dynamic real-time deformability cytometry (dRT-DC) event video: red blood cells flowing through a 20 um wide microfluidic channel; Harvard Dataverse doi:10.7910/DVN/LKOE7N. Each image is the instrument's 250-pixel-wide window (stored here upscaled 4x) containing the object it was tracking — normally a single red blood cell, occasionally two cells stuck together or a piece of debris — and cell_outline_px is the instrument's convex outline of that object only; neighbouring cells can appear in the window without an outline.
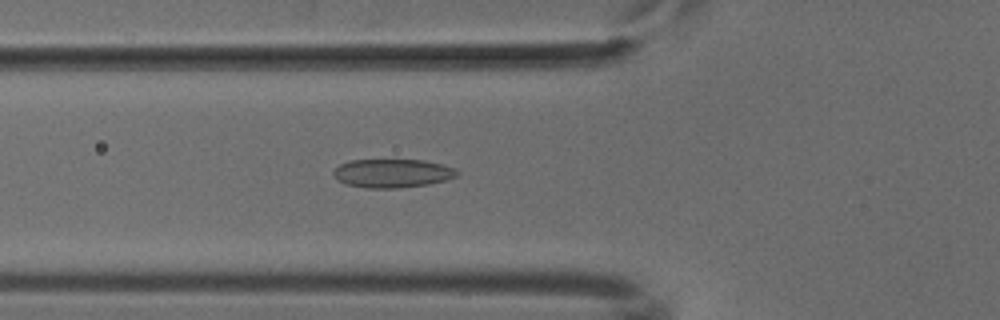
{"species": "common noctule bat (a hibernating species)", "species_latin": "Nyctalus noctula", "temperature_condition": "cold", "stored_images_in_passage": 31, "camera_frame_rate_fps": 3000, "um_per_image_px": 0.085, "animal": {"sex": "male", "body_mass_g": 18.8}, "frame": {"image": 1, "passage_image": 5, "time_ms": 1.333, "image_size_px": [1000, 320], "cell_outline_px": [[460, 172], [456, 176], [448, 180], [428, 184], [400, 188], [368, 188], [348, 184], [336, 180], [332, 172], [340, 164], [348, 160], [424, 160], [444, 164], [456, 168]], "centroid_in_image_um": [33.39, 14.72], "position_along_channel_um": 92.4, "area_um2": 20.81}}
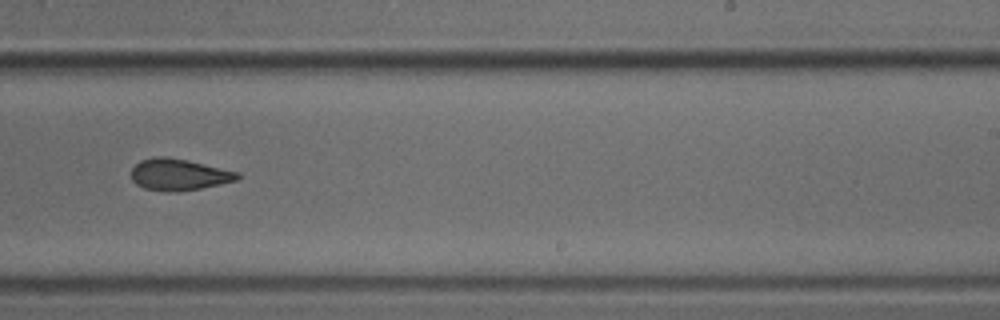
{"frame": {"image": 2, "passage_image": 19, "time_ms": 6.0, "image_size_px": [1000, 320], "cell_outline_px": [[240, 176], [236, 180], [220, 184], [200, 188], [176, 192], [168, 192], [144, 188], [136, 184], [132, 180], [132, 168], [140, 160], [156, 156], [168, 156], [188, 160], [240, 172]], "centroid_in_image_um": [15.2, 14.83], "position_along_channel_um": 273.8, "area_um2": 19.59}}
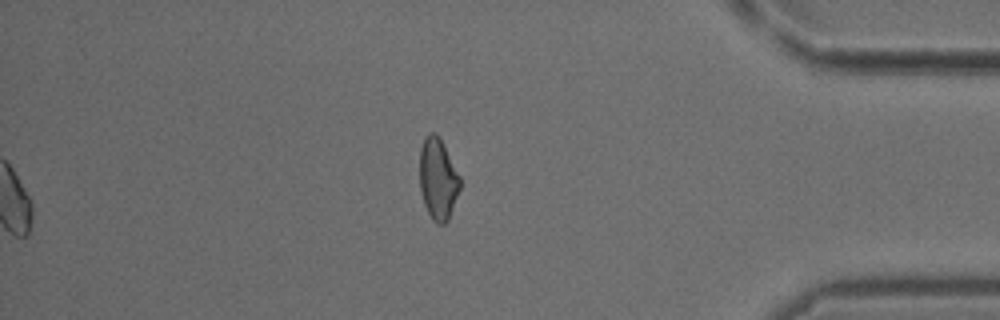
{"frame": {"image": 3, "passage_image": 31, "time_ms": 10.0, "image_size_px": [1000, 320], "cell_outline_px": [[460, 188], [448, 220], [444, 224], [436, 224], [432, 220], [424, 204], [420, 188], [420, 148], [428, 132], [436, 132], [460, 176]], "centroid_in_image_um": [37.22, 15.23], "position_along_channel_um": 398.0, "area_um2": 18.96}}